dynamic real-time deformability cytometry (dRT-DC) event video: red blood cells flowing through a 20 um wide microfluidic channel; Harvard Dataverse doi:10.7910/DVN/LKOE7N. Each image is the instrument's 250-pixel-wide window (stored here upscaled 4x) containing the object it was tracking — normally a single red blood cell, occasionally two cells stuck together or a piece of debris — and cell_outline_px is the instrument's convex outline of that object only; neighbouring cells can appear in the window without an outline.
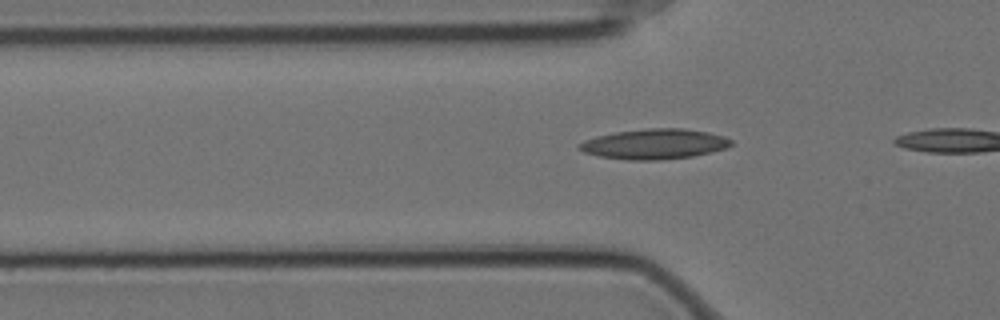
{"species": "Egyptian fruit bat (a non-hibernating species)", "species_latin": "Rousettus aegyptiacus", "temperature_condition": "cold", "stored_images_in_passage": 11, "camera_frame_rate_fps": 3000, "um_per_image_px": 0.085, "animal": {"sex": "female"}, "frame": {"image": 1, "passage_image": 5, "time_ms": 1.333, "image_size_px": [1000, 320], "cell_outline_px": [[732, 144], [728, 148], [712, 152], [692, 156], [660, 160], [628, 160], [600, 156], [584, 152], [576, 144], [584, 140], [596, 136], [616, 132], [644, 128], [684, 128], [708, 132], [724, 136], [732, 140]], "centroid_in_image_um": [55.65, 12.23], "position_along_channel_um": 70.2, "area_um2": 26.82}}
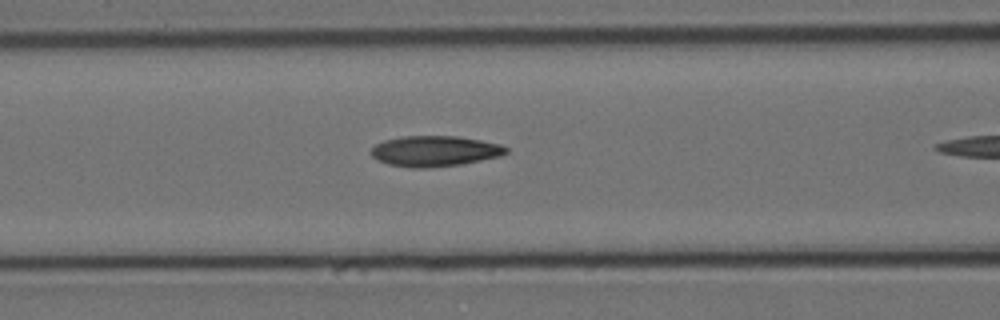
{"frame": {"image": 2, "passage_image": 10, "time_ms": 3.0, "image_size_px": [1000, 320], "cell_outline_px": [[508, 152], [500, 156], [460, 164], [424, 168], [412, 168], [388, 164], [376, 160], [368, 152], [376, 144], [384, 140], [400, 136], [456, 136], [480, 140], [500, 144], [508, 148]], "centroid_in_image_um": [36.91, 12.84], "position_along_channel_um": 129.7, "area_um2": 24.1}}